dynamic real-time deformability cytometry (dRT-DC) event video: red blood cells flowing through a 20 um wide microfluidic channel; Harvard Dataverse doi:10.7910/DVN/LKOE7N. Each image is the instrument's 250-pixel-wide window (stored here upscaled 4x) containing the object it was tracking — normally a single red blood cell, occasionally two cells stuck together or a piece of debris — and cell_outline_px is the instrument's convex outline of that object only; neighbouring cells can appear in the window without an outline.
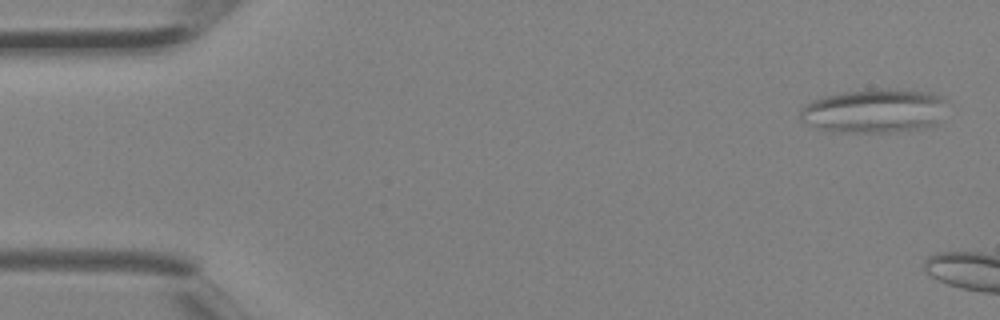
{"species": "Egyptian fruit bat (a non-hibernating species)", "species_latin": "Rousettus aegyptiacus", "temperature_condition": "room temperature", "stored_images_in_passage": 4, "camera_frame_rate_fps": 3000, "um_per_image_px": 0.085, "animal": {"sex": "female"}, "frame": {"image": 1, "passage_image": 1, "time_ms": 0.0, "image_size_px": [1000, 320], "cell_outline_px": [[948, 100], [936, 124], [928, 128], [888, 132], [832, 132], [808, 124], [800, 120], [800, 112], [804, 104], [812, 100], [824, 96], [840, 92], [884, 88], [896, 88], [928, 92], [944, 96]], "centroid_in_image_um": [74.33, 9.41], "position_along_channel_um": 10.7, "area_um2": 38.09}}